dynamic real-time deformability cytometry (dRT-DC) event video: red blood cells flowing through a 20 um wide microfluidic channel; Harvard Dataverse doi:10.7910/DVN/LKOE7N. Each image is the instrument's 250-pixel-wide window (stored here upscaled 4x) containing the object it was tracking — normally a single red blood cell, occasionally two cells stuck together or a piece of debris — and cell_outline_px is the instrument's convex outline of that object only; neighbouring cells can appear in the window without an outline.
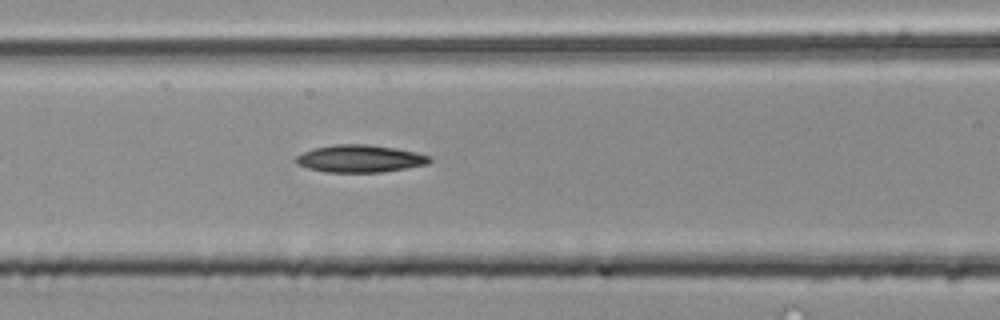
{"species": "common noctule bat (a hibernating species)", "species_latin": "Nyctalus noctula", "temperature_condition": "room temperature", "stored_images_in_passage": 5, "camera_frame_rate_fps": 3000, "um_per_image_px": 0.085, "animal": {"sex": "male", "body_mass_g": 20.4}, "frame": {"image": 1, "passage_image": 5, "time_ms": 1.333, "image_size_px": [1000, 320], "cell_outline_px": [[432, 160], [428, 164], [380, 172], [324, 172], [308, 168], [296, 164], [292, 160], [296, 156], [304, 152], [316, 148], [332, 144], [368, 144], [396, 148], [416, 152], [428, 156]], "centroid_in_image_um": [30.55, 13.48], "position_along_channel_um": 136.1, "area_um2": 21.33}}